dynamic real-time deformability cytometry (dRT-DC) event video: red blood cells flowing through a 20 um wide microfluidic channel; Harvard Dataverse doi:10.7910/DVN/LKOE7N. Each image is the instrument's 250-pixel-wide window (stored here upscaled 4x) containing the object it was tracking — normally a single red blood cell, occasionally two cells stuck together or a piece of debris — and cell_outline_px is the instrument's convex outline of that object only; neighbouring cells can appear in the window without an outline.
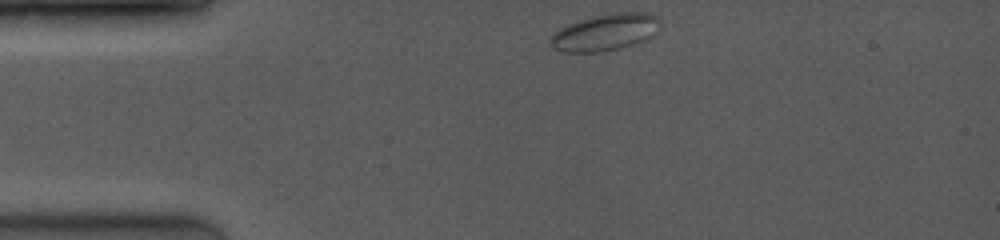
{"species": "common noctule bat (a hibernating species)", "species_latin": "Nyctalus noctula", "temperature_condition": "room temperature", "stored_images_in_passage": 51, "camera_frame_rate_fps": 4000, "um_per_image_px": 0.085, "animal": {"sex": "female", "body_mass_g": 19.0, "forearm_length_mm": 53.3}, "frame": {"image": 1, "passage_image": 1, "time_ms": 0.0, "image_size_px": [1000, 240], "cell_outline_px": [[660, 24], [656, 36], [648, 40], [616, 48], [596, 52], [564, 52], [552, 48], [548, 44], [548, 36], [560, 28], [568, 24], [592, 16], [616, 12], [648, 12], [660, 16]], "centroid_in_image_um": [51.46, 2.73], "position_along_channel_um": 33.5, "area_um2": 23.99}}
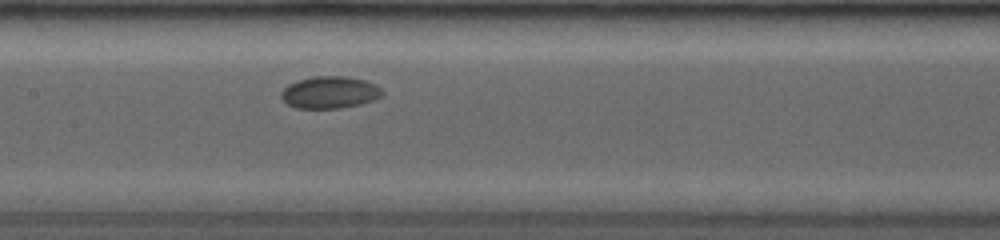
{"frame": {"image": 2, "passage_image": 21, "time_ms": 5.0, "image_size_px": [1000, 240], "cell_outline_px": [[384, 92], [380, 96], [372, 100], [360, 104], [340, 108], [296, 108], [288, 104], [280, 96], [280, 92], [288, 84], [300, 80], [316, 76], [340, 76], [364, 80], [380, 88]], "centroid_in_image_um": [27.99, 7.86], "position_along_channel_um": 179.4, "area_um2": 18.55}}
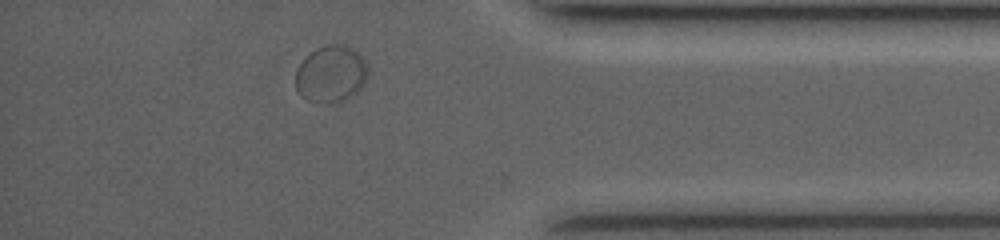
{"frame": {"image": 3, "passage_image": 46, "time_ms": 11.25, "image_size_px": [1000, 240], "cell_outline_px": [[368, 72], [364, 84], [356, 92], [340, 100], [324, 104], [308, 100], [300, 96], [296, 88], [296, 68], [316, 48], [328, 44], [336, 44], [348, 48], [356, 52], [364, 60]], "centroid_in_image_um": [28.1, 6.31], "position_along_channel_um": 407.1, "area_um2": 23.41}, "authors_computed_cell_mechanics": {"area_um2": 18.785, "velocity_mm_per_s": 3.7978, "shape_relaxation_time_tau1_ms": 2.7526, "shape_relaxation_time_tau2_ms": null, "deformation_change_tau1": 0.0276, "deformation_change_tau2": null}}